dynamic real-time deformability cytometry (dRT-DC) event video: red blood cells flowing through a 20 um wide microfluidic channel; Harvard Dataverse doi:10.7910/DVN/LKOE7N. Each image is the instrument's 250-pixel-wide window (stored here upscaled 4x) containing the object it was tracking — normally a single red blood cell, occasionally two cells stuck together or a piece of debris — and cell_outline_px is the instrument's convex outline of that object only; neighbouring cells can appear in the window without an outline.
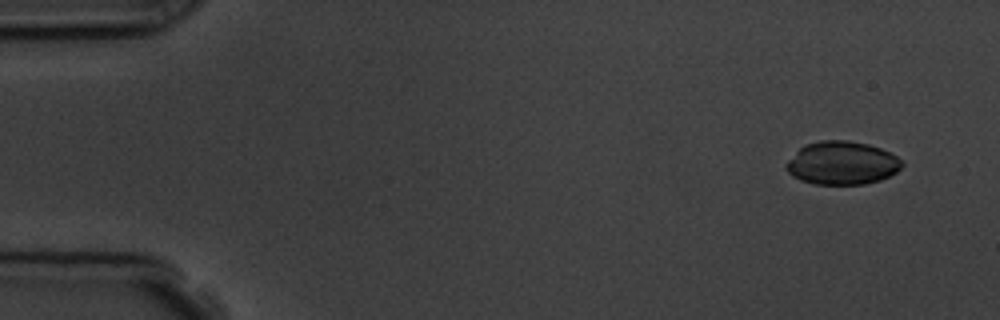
{"species": "common noctule bat (a hibernating species)", "species_latin": "Nyctalus noctula", "temperature_condition": "room temperature", "stored_images_in_passage": 3, "camera_frame_rate_fps": 3000, "um_per_image_px": 0.085, "animal": {"sex": "male", "body_mass_g": 19.5, "forearm_length_mm": 54.6}, "frame": {"image": 1, "passage_image": 1, "time_ms": 0.0, "image_size_px": [1000, 320], "cell_outline_px": [[904, 164], [896, 172], [880, 180], [864, 184], [812, 184], [800, 180], [792, 176], [784, 168], [784, 164], [804, 144], [820, 140], [848, 140], [868, 144], [880, 148], [896, 156]], "centroid_in_image_um": [71.53, 13.85], "position_along_channel_um": 13.5, "area_um2": 29.25}}